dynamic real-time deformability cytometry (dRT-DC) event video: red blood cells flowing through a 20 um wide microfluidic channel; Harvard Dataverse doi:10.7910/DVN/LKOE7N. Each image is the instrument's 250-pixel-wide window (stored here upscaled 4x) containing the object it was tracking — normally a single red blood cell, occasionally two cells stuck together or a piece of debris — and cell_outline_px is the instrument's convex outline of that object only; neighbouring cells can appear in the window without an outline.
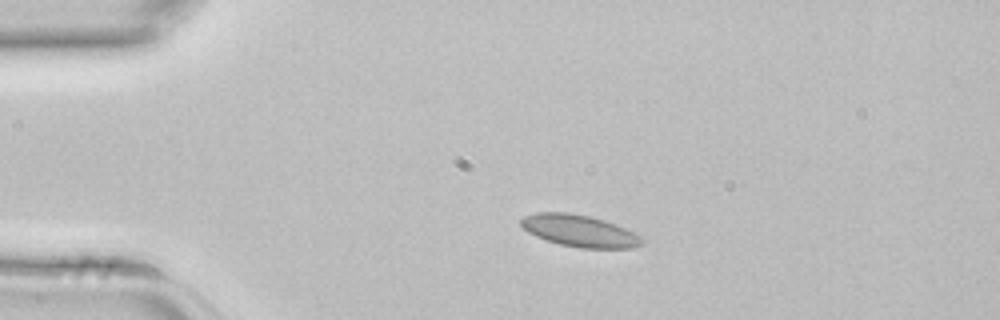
{"species": "common noctule bat (a hibernating species)", "species_latin": "Nyctalus noctula", "temperature_condition": "room temperature", "stored_images_in_passage": 3, "camera_frame_rate_fps": 3000, "um_per_image_px": 0.085, "animal": {"sex": "female", "body_mass_g": 22.7, "forearm_length_mm": 54.2}, "frame": {"image": 1, "passage_image": 1, "time_ms": 0.0, "image_size_px": [1000, 320], "cell_outline_px": [[644, 244], [636, 248], [580, 248], [560, 244], [536, 236], [528, 232], [520, 224], [520, 220], [524, 216], [536, 212], [568, 212], [588, 216], [604, 220], [616, 224], [640, 236], [644, 240]], "centroid_in_image_um": [49.27, 19.62], "position_along_channel_um": 35.7, "area_um2": 22.43}}